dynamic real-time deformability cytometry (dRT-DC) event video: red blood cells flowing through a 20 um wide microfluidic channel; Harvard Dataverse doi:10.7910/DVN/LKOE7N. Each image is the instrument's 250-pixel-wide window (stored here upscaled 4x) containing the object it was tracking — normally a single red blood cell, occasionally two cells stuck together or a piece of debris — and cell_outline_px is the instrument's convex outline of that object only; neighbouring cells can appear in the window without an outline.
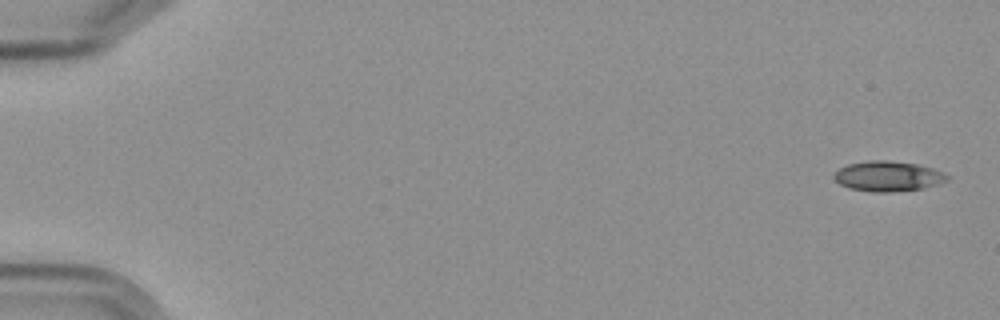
{"species": "Egyptian fruit bat (a non-hibernating species)", "species_latin": "Rousettus aegyptiacus", "temperature_condition": "cold", "stored_images_in_passage": 5, "camera_frame_rate_fps": 3000, "um_per_image_px": 0.085, "frame": {"image": 1, "passage_image": 1, "time_ms": 0.0, "image_size_px": [1000, 320], "cell_outline_px": [[948, 180], [924, 188], [892, 192], [872, 192], [848, 188], [840, 184], [832, 176], [840, 168], [848, 164], [868, 160], [888, 160], [916, 164], [932, 168], [948, 176]], "centroid_in_image_um": [75.44, 14.98], "position_along_channel_um": 9.6, "area_um2": 19.77}}
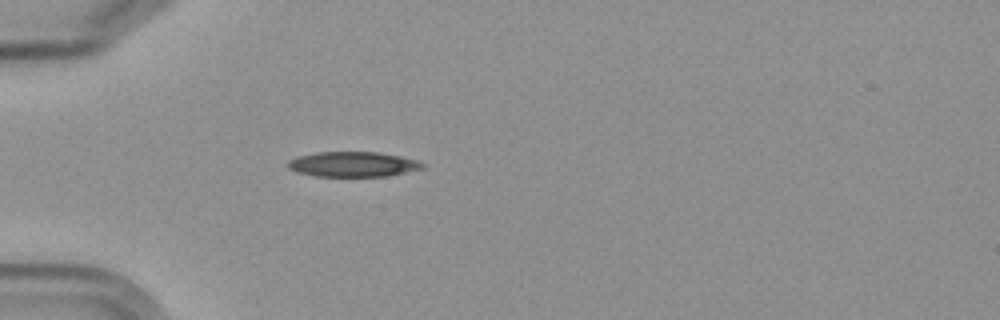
{"frame": {"image": 2, "passage_image": 5, "time_ms": 5.333, "image_size_px": [1000, 320], "cell_outline_px": [[424, 168], [388, 176], [316, 176], [296, 172], [288, 168], [284, 164], [288, 160], [296, 156], [316, 152], [376, 152], [400, 156], [420, 160], [424, 164]], "centroid_in_image_um": [29.96, 13.96], "position_along_channel_um": 55.0, "area_um2": 19.88}}